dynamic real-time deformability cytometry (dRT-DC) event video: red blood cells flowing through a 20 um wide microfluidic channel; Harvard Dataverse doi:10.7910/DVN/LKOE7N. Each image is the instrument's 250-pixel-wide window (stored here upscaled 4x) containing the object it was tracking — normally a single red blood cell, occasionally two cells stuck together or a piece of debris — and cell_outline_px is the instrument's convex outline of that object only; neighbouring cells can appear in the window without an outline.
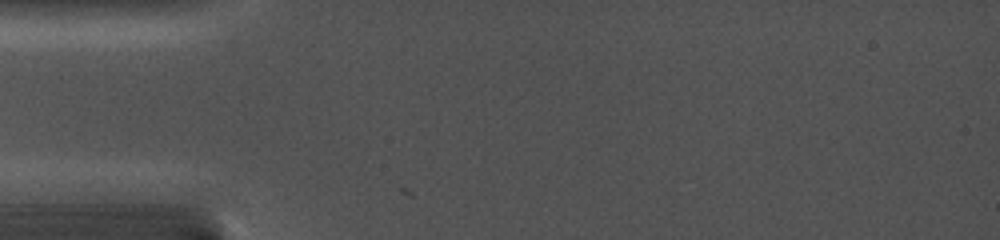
{"species": "common noctule bat (a hibernating species)", "species_latin": "Nyctalus noctula", "temperature_condition": "cold", "stored_images_in_passage": 1, "camera_frame_rate_fps": 5000, "um_per_image_px": 0.085, "animal": {"sex": "female", "body_mass_g": 19.0, "forearm_length_mm": 56.7}, "frame": {"image": 1, "passage_image": 1, "time_ms": 0.0, "image_size_px": [1000, 240], "cell_outline_px": [[88, 108], [84, 120], [76, 132], [60, 124], [52, 92], [60, 76], [72, 72], [84, 84]], "centroid_in_image_um": [5.99, 8.6], "position_along_channel_um": 79.0, "area_um2": 10.81}}